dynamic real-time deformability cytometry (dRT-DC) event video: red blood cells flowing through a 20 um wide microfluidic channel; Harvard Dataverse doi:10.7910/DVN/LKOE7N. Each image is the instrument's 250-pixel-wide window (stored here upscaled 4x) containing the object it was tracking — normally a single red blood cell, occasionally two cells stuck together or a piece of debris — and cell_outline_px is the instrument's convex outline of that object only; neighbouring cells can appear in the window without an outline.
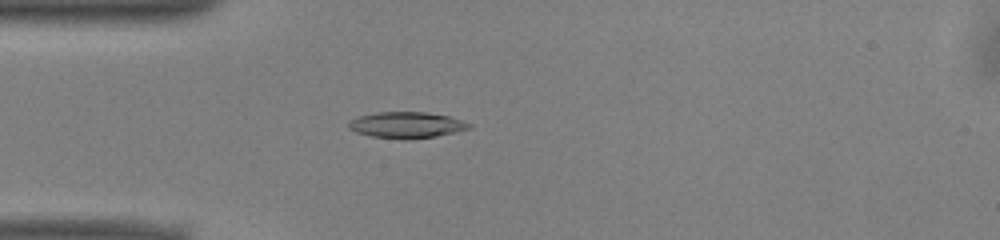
{"species": "common noctule bat (a hibernating species)", "species_latin": "Nyctalus noctula", "temperature_condition": "warm", "stored_images_in_passage": 49, "camera_frame_rate_fps": 3000, "um_per_image_px": 0.085, "animal": {"sex": "male", "body_mass_g": 13.0, "forearm_length_mm": 53.1}, "frame": {"image": 1, "passage_image": 12, "time_ms": 3.667, "image_size_px": [1000, 240], "cell_outline_px": [[472, 128], [456, 132], [436, 136], [372, 136], [356, 132], [348, 128], [348, 124], [352, 120], [360, 116], [376, 112], [424, 112], [448, 116], [472, 124]], "centroid_in_image_um": [34.59, 10.57], "position_along_channel_um": 50.4, "area_um2": 17.34}}
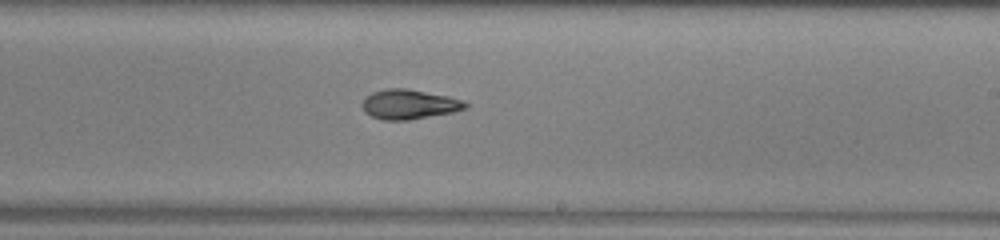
{"frame": {"image": 2, "passage_image": 28, "time_ms": 9.0, "image_size_px": [1000, 240], "cell_outline_px": [[468, 108], [452, 112], [408, 120], [384, 120], [372, 116], [364, 112], [364, 100], [372, 92], [384, 88], [404, 88], [448, 96], [460, 100], [468, 104]], "centroid_in_image_um": [34.78, 8.86], "position_along_channel_um": 254.2, "area_um2": 17.51}}
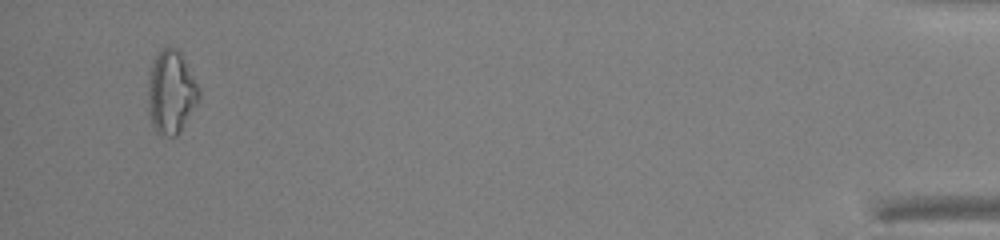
{"frame": {"image": 3, "passage_image": 47, "time_ms": 15.333, "image_size_px": [1000, 240], "cell_outline_px": [[200, 96], [196, 104], [176, 136], [164, 136], [156, 132], [152, 124], [148, 112], [148, 72], [152, 60], [164, 48], [176, 48], [180, 52], [200, 88]], "centroid_in_image_um": [14.52, 7.83], "position_along_channel_um": 420.7, "area_um2": 24.57}, "authors_computed_cell_mechanics": {"area_um2": 18.2648, "velocity_mm_per_s": 3.9802, "shape_relaxation_time_tau1_ms": 6.2194, "shape_relaxation_time_tau2_ms": 2.4266, "deformation_change_tau1": 0.1858, "deformation_change_tau2": 0.0941}}